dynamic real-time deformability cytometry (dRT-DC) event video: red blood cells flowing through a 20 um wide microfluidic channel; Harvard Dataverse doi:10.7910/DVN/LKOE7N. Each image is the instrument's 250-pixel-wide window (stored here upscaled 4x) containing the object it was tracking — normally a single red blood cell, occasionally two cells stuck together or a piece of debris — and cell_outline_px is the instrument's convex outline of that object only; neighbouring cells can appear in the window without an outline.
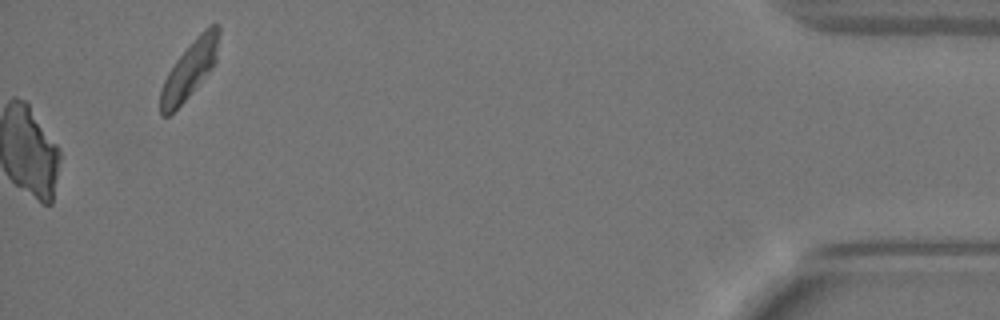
{"species": "Egyptian fruit bat (a non-hibernating species)", "species_latin": "Rousettus aegyptiacus", "temperature_condition": "warm", "stored_images_in_passage": 51, "camera_frame_rate_fps": 3000, "um_per_image_px": 0.085, "animal": {"sex": "female"}, "frame": {"image": 1, "passage_image": 51, "time_ms": 16.667, "image_size_px": [1000, 320], "cell_outline_px": [[220, 32], [216, 60], [212, 68], [188, 96], [168, 116], [160, 116], [160, 88], [168, 72], [176, 60], [200, 32], [212, 24], [220, 24]], "centroid_in_image_um": [16.12, 5.89], "position_along_channel_um": 419.1, "area_um2": 19.19}}